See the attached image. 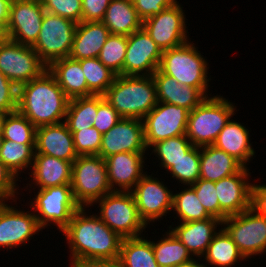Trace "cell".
I'll list each match as a JSON object with an SVG mask.
<instances>
[{"mask_svg": "<svg viewBox=\"0 0 266 267\" xmlns=\"http://www.w3.org/2000/svg\"><path fill=\"white\" fill-rule=\"evenodd\" d=\"M98 95L74 98L69 101L65 117L69 131L73 134L90 128L97 117Z\"/></svg>", "mask_w": 266, "mask_h": 267, "instance_id": "obj_33", "label": "cell"}, {"mask_svg": "<svg viewBox=\"0 0 266 267\" xmlns=\"http://www.w3.org/2000/svg\"><path fill=\"white\" fill-rule=\"evenodd\" d=\"M172 210L175 218H179V222H190L197 220H205L212 217L205 209V207L198 200L195 190L188 186L181 192L173 193Z\"/></svg>", "mask_w": 266, "mask_h": 267, "instance_id": "obj_35", "label": "cell"}, {"mask_svg": "<svg viewBox=\"0 0 266 267\" xmlns=\"http://www.w3.org/2000/svg\"><path fill=\"white\" fill-rule=\"evenodd\" d=\"M194 145L186 137L180 135L154 143L152 153L160 160L159 164L166 171L180 158L183 157Z\"/></svg>", "mask_w": 266, "mask_h": 267, "instance_id": "obj_37", "label": "cell"}, {"mask_svg": "<svg viewBox=\"0 0 266 267\" xmlns=\"http://www.w3.org/2000/svg\"><path fill=\"white\" fill-rule=\"evenodd\" d=\"M138 213L144 223L148 226L155 220L166 216L172 211L173 192L167 188L163 181L145 174L131 191Z\"/></svg>", "mask_w": 266, "mask_h": 267, "instance_id": "obj_14", "label": "cell"}, {"mask_svg": "<svg viewBox=\"0 0 266 267\" xmlns=\"http://www.w3.org/2000/svg\"><path fill=\"white\" fill-rule=\"evenodd\" d=\"M80 207L61 231L70 249L71 263L83 260L118 261L121 238L97 214H86Z\"/></svg>", "mask_w": 266, "mask_h": 267, "instance_id": "obj_1", "label": "cell"}, {"mask_svg": "<svg viewBox=\"0 0 266 267\" xmlns=\"http://www.w3.org/2000/svg\"><path fill=\"white\" fill-rule=\"evenodd\" d=\"M3 138L19 144H35L36 127L18 111L8 113L3 124Z\"/></svg>", "mask_w": 266, "mask_h": 267, "instance_id": "obj_38", "label": "cell"}, {"mask_svg": "<svg viewBox=\"0 0 266 267\" xmlns=\"http://www.w3.org/2000/svg\"><path fill=\"white\" fill-rule=\"evenodd\" d=\"M33 199L28 205L31 204L30 207L42 229L53 223L60 229L59 232L62 231L80 208L74 200L71 184L38 189Z\"/></svg>", "mask_w": 266, "mask_h": 267, "instance_id": "obj_8", "label": "cell"}, {"mask_svg": "<svg viewBox=\"0 0 266 267\" xmlns=\"http://www.w3.org/2000/svg\"><path fill=\"white\" fill-rule=\"evenodd\" d=\"M46 12L81 22L82 0H40Z\"/></svg>", "mask_w": 266, "mask_h": 267, "instance_id": "obj_43", "label": "cell"}, {"mask_svg": "<svg viewBox=\"0 0 266 267\" xmlns=\"http://www.w3.org/2000/svg\"><path fill=\"white\" fill-rule=\"evenodd\" d=\"M71 189L80 207H90L112 192L105 160L98 155L78 156L72 164Z\"/></svg>", "mask_w": 266, "mask_h": 267, "instance_id": "obj_6", "label": "cell"}, {"mask_svg": "<svg viewBox=\"0 0 266 267\" xmlns=\"http://www.w3.org/2000/svg\"><path fill=\"white\" fill-rule=\"evenodd\" d=\"M163 51L143 28L127 36L123 75L152 76L159 68Z\"/></svg>", "mask_w": 266, "mask_h": 267, "instance_id": "obj_16", "label": "cell"}, {"mask_svg": "<svg viewBox=\"0 0 266 267\" xmlns=\"http://www.w3.org/2000/svg\"><path fill=\"white\" fill-rule=\"evenodd\" d=\"M126 51L127 36L110 34L100 51L98 59L116 75H123Z\"/></svg>", "mask_w": 266, "mask_h": 267, "instance_id": "obj_40", "label": "cell"}, {"mask_svg": "<svg viewBox=\"0 0 266 267\" xmlns=\"http://www.w3.org/2000/svg\"><path fill=\"white\" fill-rule=\"evenodd\" d=\"M70 267H122L118 261L110 260H83L70 263Z\"/></svg>", "mask_w": 266, "mask_h": 267, "instance_id": "obj_50", "label": "cell"}, {"mask_svg": "<svg viewBox=\"0 0 266 267\" xmlns=\"http://www.w3.org/2000/svg\"><path fill=\"white\" fill-rule=\"evenodd\" d=\"M72 162L45 154H34L31 168V184L44 189L63 184H71Z\"/></svg>", "mask_w": 266, "mask_h": 267, "instance_id": "obj_24", "label": "cell"}, {"mask_svg": "<svg viewBox=\"0 0 266 267\" xmlns=\"http://www.w3.org/2000/svg\"><path fill=\"white\" fill-rule=\"evenodd\" d=\"M189 112L184 107L157 102L142 119L147 148L158 141L186 135Z\"/></svg>", "mask_w": 266, "mask_h": 267, "instance_id": "obj_12", "label": "cell"}, {"mask_svg": "<svg viewBox=\"0 0 266 267\" xmlns=\"http://www.w3.org/2000/svg\"><path fill=\"white\" fill-rule=\"evenodd\" d=\"M35 154V144H19L11 140H3L0 149V161L20 179L19 174L25 173V168L30 170Z\"/></svg>", "mask_w": 266, "mask_h": 267, "instance_id": "obj_34", "label": "cell"}, {"mask_svg": "<svg viewBox=\"0 0 266 267\" xmlns=\"http://www.w3.org/2000/svg\"><path fill=\"white\" fill-rule=\"evenodd\" d=\"M8 113L0 112V134L3 133V124Z\"/></svg>", "mask_w": 266, "mask_h": 267, "instance_id": "obj_54", "label": "cell"}, {"mask_svg": "<svg viewBox=\"0 0 266 267\" xmlns=\"http://www.w3.org/2000/svg\"><path fill=\"white\" fill-rule=\"evenodd\" d=\"M88 89L94 95H104L113 84L116 74L105 67L98 58L79 60Z\"/></svg>", "mask_w": 266, "mask_h": 267, "instance_id": "obj_36", "label": "cell"}, {"mask_svg": "<svg viewBox=\"0 0 266 267\" xmlns=\"http://www.w3.org/2000/svg\"><path fill=\"white\" fill-rule=\"evenodd\" d=\"M249 173L248 167H243L238 173L215 181L221 221L250 208L253 183H250Z\"/></svg>", "mask_w": 266, "mask_h": 267, "instance_id": "obj_19", "label": "cell"}, {"mask_svg": "<svg viewBox=\"0 0 266 267\" xmlns=\"http://www.w3.org/2000/svg\"><path fill=\"white\" fill-rule=\"evenodd\" d=\"M12 0H0V26L7 27Z\"/></svg>", "mask_w": 266, "mask_h": 267, "instance_id": "obj_51", "label": "cell"}, {"mask_svg": "<svg viewBox=\"0 0 266 267\" xmlns=\"http://www.w3.org/2000/svg\"><path fill=\"white\" fill-rule=\"evenodd\" d=\"M244 166L214 145L200 147V178L218 181L238 173Z\"/></svg>", "mask_w": 266, "mask_h": 267, "instance_id": "obj_28", "label": "cell"}, {"mask_svg": "<svg viewBox=\"0 0 266 267\" xmlns=\"http://www.w3.org/2000/svg\"><path fill=\"white\" fill-rule=\"evenodd\" d=\"M176 267H209L207 264L199 263L198 259L196 260L195 257L191 260L184 262Z\"/></svg>", "mask_w": 266, "mask_h": 267, "instance_id": "obj_52", "label": "cell"}, {"mask_svg": "<svg viewBox=\"0 0 266 267\" xmlns=\"http://www.w3.org/2000/svg\"><path fill=\"white\" fill-rule=\"evenodd\" d=\"M222 226V221L218 218H207L190 222H180L179 225L169 226L170 231L186 246L194 257L202 259L207 247L219 232L218 226Z\"/></svg>", "mask_w": 266, "mask_h": 267, "instance_id": "obj_22", "label": "cell"}, {"mask_svg": "<svg viewBox=\"0 0 266 267\" xmlns=\"http://www.w3.org/2000/svg\"><path fill=\"white\" fill-rule=\"evenodd\" d=\"M198 197V200L205 207L206 211L215 218L221 220V208L219 205L217 191L214 181H206L199 178L194 184L190 185Z\"/></svg>", "mask_w": 266, "mask_h": 267, "instance_id": "obj_42", "label": "cell"}, {"mask_svg": "<svg viewBox=\"0 0 266 267\" xmlns=\"http://www.w3.org/2000/svg\"><path fill=\"white\" fill-rule=\"evenodd\" d=\"M223 228L248 259L266 252V217L249 208L222 221Z\"/></svg>", "mask_w": 266, "mask_h": 267, "instance_id": "obj_10", "label": "cell"}, {"mask_svg": "<svg viewBox=\"0 0 266 267\" xmlns=\"http://www.w3.org/2000/svg\"><path fill=\"white\" fill-rule=\"evenodd\" d=\"M74 148L78 156L99 155L102 134L95 128H84L73 134Z\"/></svg>", "mask_w": 266, "mask_h": 267, "instance_id": "obj_41", "label": "cell"}, {"mask_svg": "<svg viewBox=\"0 0 266 267\" xmlns=\"http://www.w3.org/2000/svg\"><path fill=\"white\" fill-rule=\"evenodd\" d=\"M143 122L136 118H122L109 131L102 134L98 156L103 159L124 152H146Z\"/></svg>", "mask_w": 266, "mask_h": 267, "instance_id": "obj_18", "label": "cell"}, {"mask_svg": "<svg viewBox=\"0 0 266 267\" xmlns=\"http://www.w3.org/2000/svg\"><path fill=\"white\" fill-rule=\"evenodd\" d=\"M69 101L47 69L40 77L18 87L17 111L38 128L64 122Z\"/></svg>", "mask_w": 266, "mask_h": 267, "instance_id": "obj_2", "label": "cell"}, {"mask_svg": "<svg viewBox=\"0 0 266 267\" xmlns=\"http://www.w3.org/2000/svg\"><path fill=\"white\" fill-rule=\"evenodd\" d=\"M95 203L100 207L99 218L123 239L142 236L147 228L132 192L112 191Z\"/></svg>", "mask_w": 266, "mask_h": 267, "instance_id": "obj_7", "label": "cell"}, {"mask_svg": "<svg viewBox=\"0 0 266 267\" xmlns=\"http://www.w3.org/2000/svg\"><path fill=\"white\" fill-rule=\"evenodd\" d=\"M112 0H82V22L102 21Z\"/></svg>", "mask_w": 266, "mask_h": 267, "instance_id": "obj_48", "label": "cell"}, {"mask_svg": "<svg viewBox=\"0 0 266 267\" xmlns=\"http://www.w3.org/2000/svg\"><path fill=\"white\" fill-rule=\"evenodd\" d=\"M3 140H4L3 135L0 134V149H1V147H2Z\"/></svg>", "mask_w": 266, "mask_h": 267, "instance_id": "obj_55", "label": "cell"}, {"mask_svg": "<svg viewBox=\"0 0 266 267\" xmlns=\"http://www.w3.org/2000/svg\"><path fill=\"white\" fill-rule=\"evenodd\" d=\"M42 231L34 212L22 211L0 201V247L14 249Z\"/></svg>", "mask_w": 266, "mask_h": 267, "instance_id": "obj_17", "label": "cell"}, {"mask_svg": "<svg viewBox=\"0 0 266 267\" xmlns=\"http://www.w3.org/2000/svg\"><path fill=\"white\" fill-rule=\"evenodd\" d=\"M179 184L190 186L200 178V147L193 146L167 171Z\"/></svg>", "mask_w": 266, "mask_h": 267, "instance_id": "obj_39", "label": "cell"}, {"mask_svg": "<svg viewBox=\"0 0 266 267\" xmlns=\"http://www.w3.org/2000/svg\"><path fill=\"white\" fill-rule=\"evenodd\" d=\"M249 130L240 122L229 120L212 144L238 160L244 167L255 155Z\"/></svg>", "mask_w": 266, "mask_h": 267, "instance_id": "obj_27", "label": "cell"}, {"mask_svg": "<svg viewBox=\"0 0 266 267\" xmlns=\"http://www.w3.org/2000/svg\"><path fill=\"white\" fill-rule=\"evenodd\" d=\"M47 69L32 46L9 39L0 47V72L17 88L40 77Z\"/></svg>", "mask_w": 266, "mask_h": 267, "instance_id": "obj_11", "label": "cell"}, {"mask_svg": "<svg viewBox=\"0 0 266 267\" xmlns=\"http://www.w3.org/2000/svg\"><path fill=\"white\" fill-rule=\"evenodd\" d=\"M18 88L0 72V112L17 111Z\"/></svg>", "mask_w": 266, "mask_h": 267, "instance_id": "obj_45", "label": "cell"}, {"mask_svg": "<svg viewBox=\"0 0 266 267\" xmlns=\"http://www.w3.org/2000/svg\"><path fill=\"white\" fill-rule=\"evenodd\" d=\"M45 9L40 0H12L8 38L16 43L33 46L40 33Z\"/></svg>", "mask_w": 266, "mask_h": 267, "instance_id": "obj_15", "label": "cell"}, {"mask_svg": "<svg viewBox=\"0 0 266 267\" xmlns=\"http://www.w3.org/2000/svg\"><path fill=\"white\" fill-rule=\"evenodd\" d=\"M9 40L8 38V33L7 29L5 26H0V47L7 41Z\"/></svg>", "mask_w": 266, "mask_h": 267, "instance_id": "obj_53", "label": "cell"}, {"mask_svg": "<svg viewBox=\"0 0 266 267\" xmlns=\"http://www.w3.org/2000/svg\"><path fill=\"white\" fill-rule=\"evenodd\" d=\"M159 241H151L160 267H176L193 258L186 246L169 230Z\"/></svg>", "mask_w": 266, "mask_h": 267, "instance_id": "obj_32", "label": "cell"}, {"mask_svg": "<svg viewBox=\"0 0 266 267\" xmlns=\"http://www.w3.org/2000/svg\"><path fill=\"white\" fill-rule=\"evenodd\" d=\"M35 154H45L73 163L78 154L67 124L61 122L36 128Z\"/></svg>", "mask_w": 266, "mask_h": 267, "instance_id": "obj_21", "label": "cell"}, {"mask_svg": "<svg viewBox=\"0 0 266 267\" xmlns=\"http://www.w3.org/2000/svg\"><path fill=\"white\" fill-rule=\"evenodd\" d=\"M235 111L236 106L223 96L205 98L189 112L186 137L196 147L212 145Z\"/></svg>", "mask_w": 266, "mask_h": 267, "instance_id": "obj_4", "label": "cell"}, {"mask_svg": "<svg viewBox=\"0 0 266 267\" xmlns=\"http://www.w3.org/2000/svg\"><path fill=\"white\" fill-rule=\"evenodd\" d=\"M177 2V0H133L137 15L142 21L162 12L165 8Z\"/></svg>", "mask_w": 266, "mask_h": 267, "instance_id": "obj_46", "label": "cell"}, {"mask_svg": "<svg viewBox=\"0 0 266 267\" xmlns=\"http://www.w3.org/2000/svg\"><path fill=\"white\" fill-rule=\"evenodd\" d=\"M152 77L156 86L157 102L184 107L188 111H192L207 98L199 89L184 86L172 76L163 74L159 69Z\"/></svg>", "mask_w": 266, "mask_h": 267, "instance_id": "obj_23", "label": "cell"}, {"mask_svg": "<svg viewBox=\"0 0 266 267\" xmlns=\"http://www.w3.org/2000/svg\"><path fill=\"white\" fill-rule=\"evenodd\" d=\"M48 71L70 100L94 95L88 89L79 60L70 57L55 60L48 66Z\"/></svg>", "mask_w": 266, "mask_h": 267, "instance_id": "obj_26", "label": "cell"}, {"mask_svg": "<svg viewBox=\"0 0 266 267\" xmlns=\"http://www.w3.org/2000/svg\"><path fill=\"white\" fill-rule=\"evenodd\" d=\"M118 262L122 267H160L151 240L144 235L122 240Z\"/></svg>", "mask_w": 266, "mask_h": 267, "instance_id": "obj_31", "label": "cell"}, {"mask_svg": "<svg viewBox=\"0 0 266 267\" xmlns=\"http://www.w3.org/2000/svg\"><path fill=\"white\" fill-rule=\"evenodd\" d=\"M77 23L45 11L37 41L32 46L49 66L53 61L69 57Z\"/></svg>", "mask_w": 266, "mask_h": 267, "instance_id": "obj_9", "label": "cell"}, {"mask_svg": "<svg viewBox=\"0 0 266 267\" xmlns=\"http://www.w3.org/2000/svg\"><path fill=\"white\" fill-rule=\"evenodd\" d=\"M202 257L205 263L212 267H233L236 263L246 260L223 228L214 236Z\"/></svg>", "mask_w": 266, "mask_h": 267, "instance_id": "obj_30", "label": "cell"}, {"mask_svg": "<svg viewBox=\"0 0 266 267\" xmlns=\"http://www.w3.org/2000/svg\"><path fill=\"white\" fill-rule=\"evenodd\" d=\"M250 208L266 217V185L252 184Z\"/></svg>", "mask_w": 266, "mask_h": 267, "instance_id": "obj_49", "label": "cell"}, {"mask_svg": "<svg viewBox=\"0 0 266 267\" xmlns=\"http://www.w3.org/2000/svg\"><path fill=\"white\" fill-rule=\"evenodd\" d=\"M102 23L110 34L128 36L142 28L133 0H112L108 5Z\"/></svg>", "mask_w": 266, "mask_h": 267, "instance_id": "obj_29", "label": "cell"}, {"mask_svg": "<svg viewBox=\"0 0 266 267\" xmlns=\"http://www.w3.org/2000/svg\"><path fill=\"white\" fill-rule=\"evenodd\" d=\"M121 119L122 117L118 112L105 100L104 95H98L97 117L92 124L93 127L104 134Z\"/></svg>", "mask_w": 266, "mask_h": 267, "instance_id": "obj_44", "label": "cell"}, {"mask_svg": "<svg viewBox=\"0 0 266 267\" xmlns=\"http://www.w3.org/2000/svg\"><path fill=\"white\" fill-rule=\"evenodd\" d=\"M193 41L163 51L159 70L166 75L172 76L178 83L184 86L199 89L206 97L208 96V63L194 46ZM208 78V79H207Z\"/></svg>", "mask_w": 266, "mask_h": 267, "instance_id": "obj_5", "label": "cell"}, {"mask_svg": "<svg viewBox=\"0 0 266 267\" xmlns=\"http://www.w3.org/2000/svg\"><path fill=\"white\" fill-rule=\"evenodd\" d=\"M110 31L102 21L77 23L69 57L75 60L98 58Z\"/></svg>", "mask_w": 266, "mask_h": 267, "instance_id": "obj_25", "label": "cell"}, {"mask_svg": "<svg viewBox=\"0 0 266 267\" xmlns=\"http://www.w3.org/2000/svg\"><path fill=\"white\" fill-rule=\"evenodd\" d=\"M104 98L122 118L142 120L157 104L154 79L152 76L116 75Z\"/></svg>", "mask_w": 266, "mask_h": 267, "instance_id": "obj_3", "label": "cell"}, {"mask_svg": "<svg viewBox=\"0 0 266 267\" xmlns=\"http://www.w3.org/2000/svg\"><path fill=\"white\" fill-rule=\"evenodd\" d=\"M179 2L142 21V28L162 51L188 41L186 16Z\"/></svg>", "mask_w": 266, "mask_h": 267, "instance_id": "obj_13", "label": "cell"}, {"mask_svg": "<svg viewBox=\"0 0 266 267\" xmlns=\"http://www.w3.org/2000/svg\"><path fill=\"white\" fill-rule=\"evenodd\" d=\"M145 154V152H124L104 159L112 191L131 192L134 189L137 182L147 173L143 169Z\"/></svg>", "mask_w": 266, "mask_h": 267, "instance_id": "obj_20", "label": "cell"}, {"mask_svg": "<svg viewBox=\"0 0 266 267\" xmlns=\"http://www.w3.org/2000/svg\"><path fill=\"white\" fill-rule=\"evenodd\" d=\"M16 181L20 180L17 179L13 173L0 161V201L6 200V202H8L7 200L10 199L17 200V196L15 195H18L17 191L19 190V185L16 183Z\"/></svg>", "mask_w": 266, "mask_h": 267, "instance_id": "obj_47", "label": "cell"}]
</instances>
